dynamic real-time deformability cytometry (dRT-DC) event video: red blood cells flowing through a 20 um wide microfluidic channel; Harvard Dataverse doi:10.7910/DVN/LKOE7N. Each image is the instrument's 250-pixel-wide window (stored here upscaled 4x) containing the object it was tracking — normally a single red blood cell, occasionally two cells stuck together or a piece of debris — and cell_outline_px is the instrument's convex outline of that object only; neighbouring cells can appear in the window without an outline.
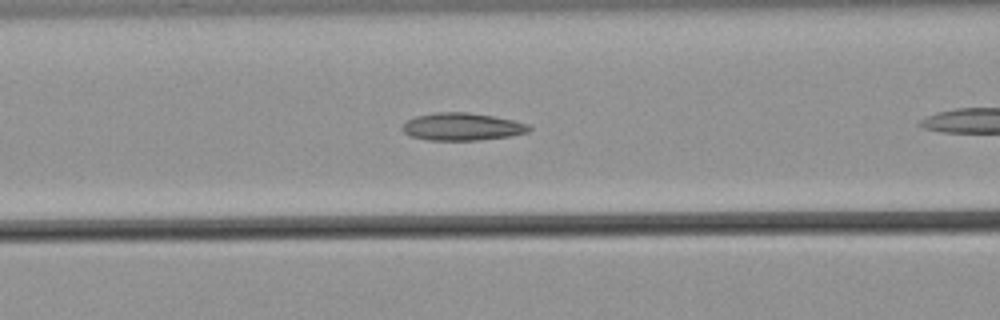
{"species": "common noctule bat (a hibernating species)", "species_latin": "Nyctalus noctula", "temperature_condition": "warm", "stored_images_in_passage": 18, "camera_frame_rate_fps": 3000, "um_per_image_px": 0.085, "animal": {"sex": "male", "body_mass_g": 21.5, "forearm_length_mm": 52.0}, "frame": {"image": 1, "passage_image": 8, "time_ms": 2.333, "image_size_px": [1000, 320], "cell_outline_px": [[532, 128], [528, 132], [512, 136], [476, 140], [428, 140], [412, 136], [404, 132], [400, 128], [408, 120], [416, 116], [436, 112], [468, 112], [492, 116], [512, 120], [528, 124]], "centroid_in_image_um": [39.29, 10.77], "position_along_channel_um": 127.3, "area_um2": 20.23}}
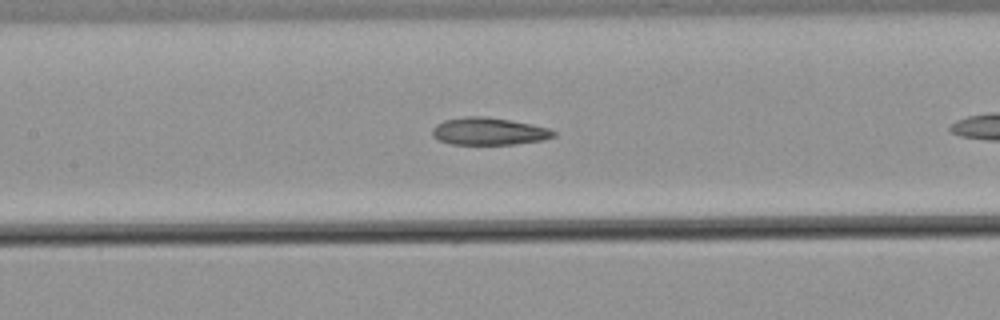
{"frame": {"image": 2, "passage_image": 11, "time_ms": 3.333, "image_size_px": [1000, 320], "cell_outline_px": [[556, 136], [544, 140], [512, 144], [452, 144], [440, 140], [432, 136], [432, 128], [436, 124], [444, 120], [464, 116], [484, 116], [512, 120], [532, 124], [548, 128], [556, 132]], "centroid_in_image_um": [41.55, 11.15], "position_along_channel_um": 165.8, "area_um2": 19.42}}